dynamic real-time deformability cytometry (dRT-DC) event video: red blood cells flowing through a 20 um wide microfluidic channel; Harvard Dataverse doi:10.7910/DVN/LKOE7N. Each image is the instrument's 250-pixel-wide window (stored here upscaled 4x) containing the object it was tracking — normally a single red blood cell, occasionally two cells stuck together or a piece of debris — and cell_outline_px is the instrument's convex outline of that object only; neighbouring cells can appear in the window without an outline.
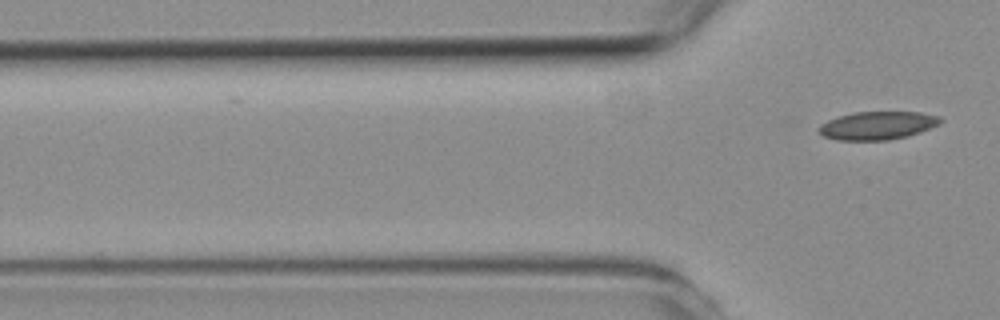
{"species": "common noctule bat (a hibernating species)", "species_latin": "Nyctalus noctula", "temperature_condition": "room temperature", "stored_images_in_passage": 5, "camera_frame_rate_fps": 3000, "um_per_image_px": 0.085, "animal": {"sex": "female", "body_mass_g": 19.3, "forearm_length_mm": 54.1}, "frame": {"image": 1, "passage_image": 5, "time_ms": 5.333, "image_size_px": [1000, 320], "cell_outline_px": [[944, 120], [940, 124], [920, 132], [908, 136], [888, 140], [836, 140], [824, 136], [820, 132], [820, 124], [828, 120], [852, 112], [920, 112], [940, 116]], "centroid_in_image_um": [74.63, 10.66], "position_along_channel_um": 51.2, "area_um2": 19.94}}